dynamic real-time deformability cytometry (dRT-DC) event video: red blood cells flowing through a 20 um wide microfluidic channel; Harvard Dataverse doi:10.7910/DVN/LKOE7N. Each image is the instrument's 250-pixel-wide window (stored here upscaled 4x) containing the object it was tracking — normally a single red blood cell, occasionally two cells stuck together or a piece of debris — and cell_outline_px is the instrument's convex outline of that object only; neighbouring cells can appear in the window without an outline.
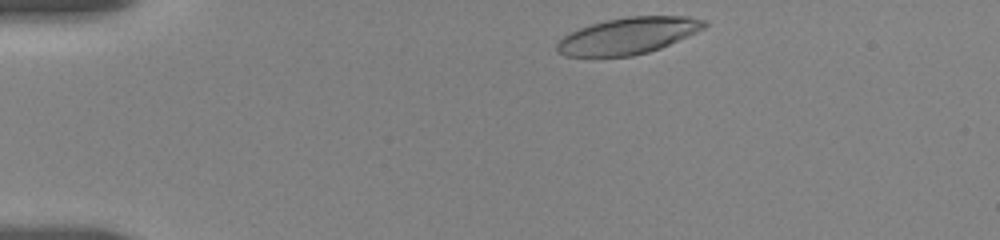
{"species": "human", "species_latin": "Homo sapiens", "temperature_condition": "room temperature", "stored_images_in_passage": 7, "camera_frame_rate_fps": 3000, "um_per_image_px": 0.085, "donor": {"sex": "female"}, "frame": {"image": 1, "passage_image": 2, "time_ms": 0.333, "image_size_px": [1000, 240], "cell_outline_px": [[708, 24], [704, 28], [688, 36], [660, 48], [648, 52], [632, 56], [564, 56], [556, 52], [556, 44], [564, 36], [580, 28], [592, 24], [608, 20], [628, 16], [688, 16], [708, 20]], "centroid_in_image_um": [53.41, 3.04], "position_along_channel_um": 31.6, "area_um2": 31.21}}
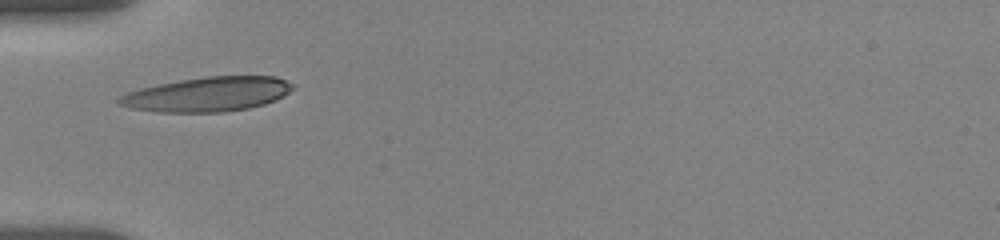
{"frame": {"image": 2, "passage_image": 5, "time_ms": 3.0, "image_size_px": [1000, 240], "cell_outline_px": [[296, 88], [276, 100], [264, 104], [248, 108], [224, 112], [156, 112], [132, 108], [120, 104], [116, 100], [120, 96], [128, 92], [140, 88], [180, 80], [204, 76], [276, 76], [296, 84]], "centroid_in_image_um": [17.7, 8.0], "position_along_channel_um": 67.3, "area_um2": 35.03}}
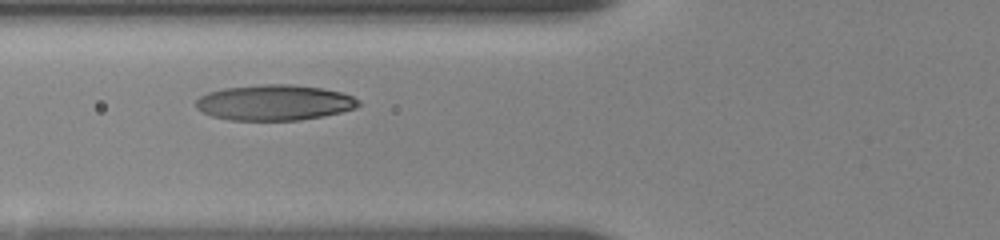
{"frame": {"image": 3, "passage_image": 6, "time_ms": 4.0, "image_size_px": [1000, 240], "cell_outline_px": [[360, 104], [356, 108], [324, 116], [300, 120], [228, 120], [212, 116], [196, 108], [196, 100], [200, 96], [208, 92], [224, 88], [264, 84], [292, 84], [320, 88], [340, 92], [352, 96], [360, 100]], "centroid_in_image_um": [23.33, 8.72], "position_along_channel_um": 102.5, "area_um2": 33.7}}